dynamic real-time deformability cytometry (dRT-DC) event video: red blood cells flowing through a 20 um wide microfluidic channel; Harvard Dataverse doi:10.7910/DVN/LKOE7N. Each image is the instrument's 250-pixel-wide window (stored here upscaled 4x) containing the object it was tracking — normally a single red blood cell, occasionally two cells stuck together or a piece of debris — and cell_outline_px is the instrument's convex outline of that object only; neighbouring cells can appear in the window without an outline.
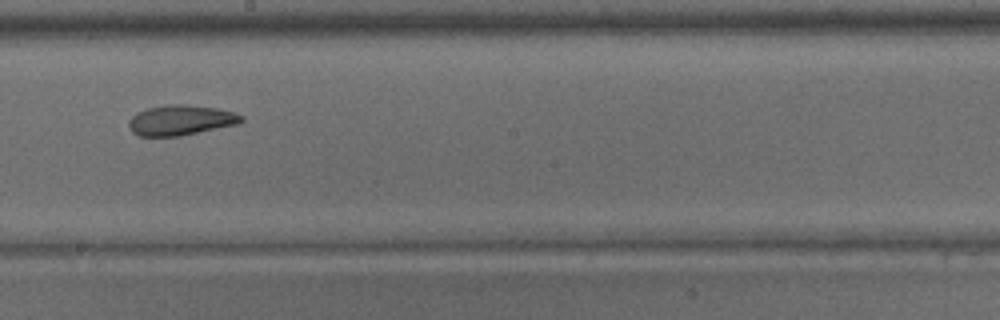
{"species": "common noctule bat (a hibernating species)", "species_latin": "Nyctalus noctula", "temperature_condition": "warm", "stored_images_in_passage": 27, "camera_frame_rate_fps": 3000, "um_per_image_px": 0.085, "animal": {"sex": "male", "body_mass_g": 15.6}, "frame": {"image": 1, "passage_image": 12, "time_ms": 3.667, "image_size_px": [1000, 320], "cell_outline_px": [[244, 120], [236, 124], [180, 136], [140, 136], [132, 132], [128, 124], [128, 120], [136, 112], [148, 108], [172, 104], [180, 104], [216, 108], [236, 112], [244, 116]], "centroid_in_image_um": [15.35, 10.21], "position_along_channel_um": 232.8, "area_um2": 19.71}}
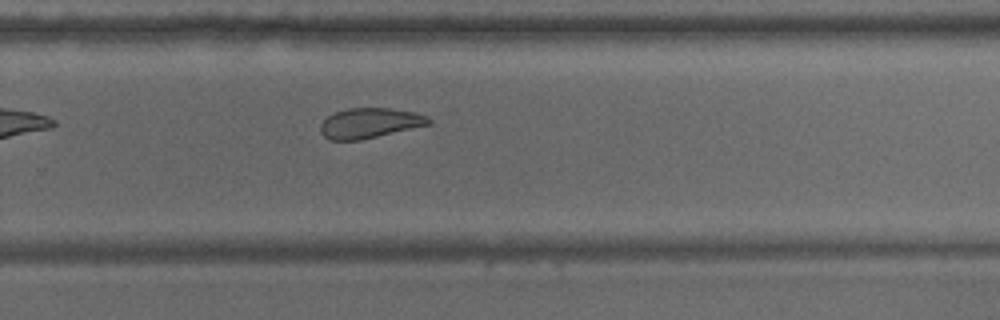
{"frame": {"image": 2, "passage_image": 16, "time_ms": 5.0, "image_size_px": [1000, 320], "cell_outline_px": [[432, 124], [360, 140], [328, 140], [320, 132], [320, 124], [328, 116], [336, 112], [348, 108], [388, 108], [416, 112], [428, 116], [432, 120]], "centroid_in_image_um": [31.45, 10.46], "position_along_channel_um": 298.4, "area_um2": 19.07}}